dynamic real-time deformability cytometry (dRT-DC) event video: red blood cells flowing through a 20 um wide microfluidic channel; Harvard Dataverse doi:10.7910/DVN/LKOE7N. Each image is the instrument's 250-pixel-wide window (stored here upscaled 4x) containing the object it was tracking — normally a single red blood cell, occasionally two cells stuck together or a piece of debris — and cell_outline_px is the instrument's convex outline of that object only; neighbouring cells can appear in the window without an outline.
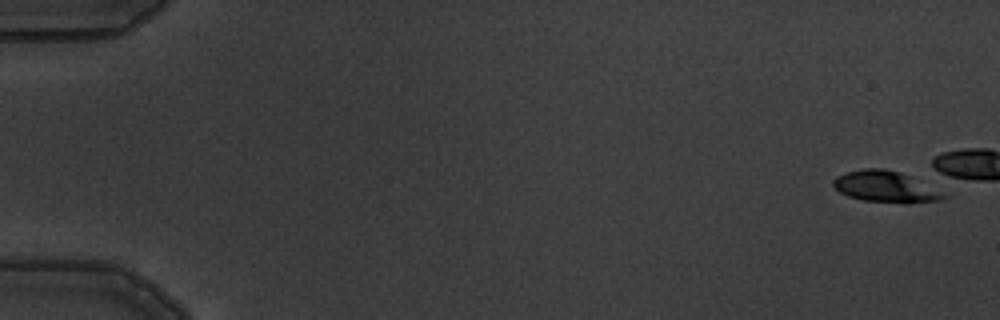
{"species": "common noctule bat (a hibernating species)", "species_latin": "Nyctalus noctula", "temperature_condition": "warm", "stored_images_in_passage": 6, "camera_frame_rate_fps": 3000, "um_per_image_px": 0.085, "animal": {"sex": "male", "body_mass_g": 19.5, "forearm_length_mm": 54.6}, "frame": {"image": 1, "passage_image": 1, "time_ms": 0.0, "image_size_px": [1000, 320], "cell_outline_px": [[948, 196], [944, 200], [908, 204], [904, 204], [864, 200], [848, 196], [840, 192], [832, 184], [832, 180], [836, 176], [848, 172], [864, 168], [884, 168], [900, 172], [912, 176]], "centroid_in_image_um": [75.29, 15.88], "position_along_channel_um": 9.7, "area_um2": 20.23}}
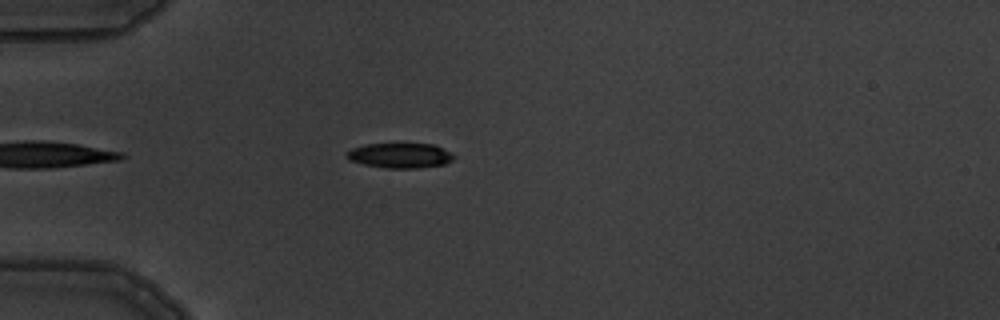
{"frame": {"image": 2, "passage_image": 6, "time_ms": 6.0, "image_size_px": [1000, 320], "cell_outline_px": [[456, 156], [452, 160], [444, 164], [416, 168], [384, 168], [364, 164], [348, 160], [348, 152], [352, 148], [364, 144], [432, 144]], "centroid_in_image_um": [33.98, 13.22], "position_along_channel_um": 51.0, "area_um2": 15.32}}